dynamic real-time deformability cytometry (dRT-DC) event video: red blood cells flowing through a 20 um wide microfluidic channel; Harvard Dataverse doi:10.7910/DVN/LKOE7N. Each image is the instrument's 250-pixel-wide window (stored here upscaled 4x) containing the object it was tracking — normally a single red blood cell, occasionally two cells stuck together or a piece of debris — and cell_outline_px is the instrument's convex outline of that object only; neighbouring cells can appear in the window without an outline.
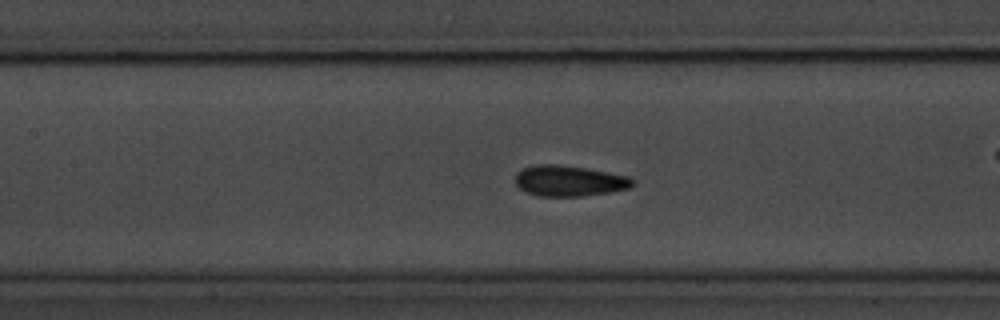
{"species": "common noctule bat (a hibernating species)", "species_latin": "Nyctalus noctula", "temperature_condition": "room temperature", "stored_images_in_passage": 55, "camera_frame_rate_fps": 3000, "um_per_image_px": 0.085, "animal": {"sex": "male", "body_mass_g": 20.1, "forearm_length_mm": 53.5}, "frame": {"image": 1, "passage_image": 24, "time_ms": 7.667, "image_size_px": [1000, 320], "cell_outline_px": [[636, 184], [628, 188], [608, 192], [580, 196], [540, 196], [528, 192], [520, 188], [516, 184], [516, 172], [532, 164], [556, 164], [588, 168], [628, 176], [636, 180]], "centroid_in_image_um": [48.4, 15.35], "position_along_channel_um": 159.0, "area_um2": 21.04}, "authors_computed_cell_mechanics": {"area_um2": 20.1722, "velocity_mm_per_s": 3.6476, "shape_relaxation_time_tau1_ms": 2.6411, "shape_relaxation_time_tau2_ms": 1.4409, "deformation_change_tau1": 0.0909, "deformation_change_tau2": 0.0704}}